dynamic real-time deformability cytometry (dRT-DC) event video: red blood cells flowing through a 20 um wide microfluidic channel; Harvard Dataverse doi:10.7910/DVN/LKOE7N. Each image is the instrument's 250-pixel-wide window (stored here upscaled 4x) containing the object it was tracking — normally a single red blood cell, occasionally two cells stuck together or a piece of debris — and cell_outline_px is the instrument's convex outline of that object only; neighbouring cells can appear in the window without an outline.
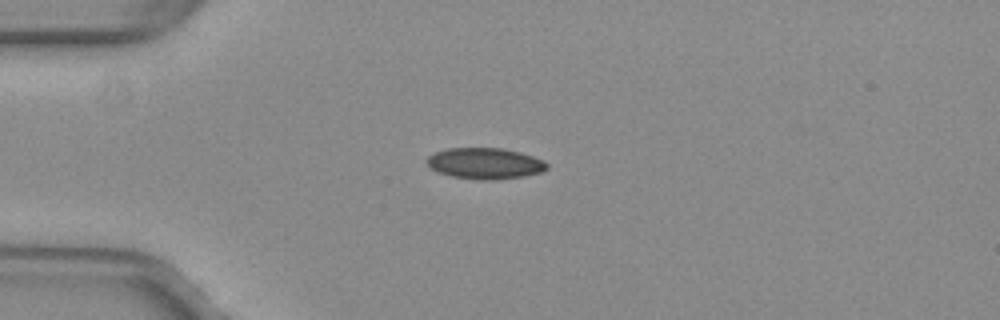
{"species": "common noctule bat (a hibernating species)", "species_latin": "Nyctalus noctula", "temperature_condition": "warm", "stored_images_in_passage": 28, "camera_frame_rate_fps": 3000, "um_per_image_px": 0.085, "animal": {"sex": "female", "body_mass_g": 29.2, "forearm_length_mm": 56.3}, "frame": {"image": 1, "passage_image": 1, "time_ms": 0.0, "image_size_px": [1000, 320], "cell_outline_px": [[548, 168], [540, 172], [524, 176], [492, 180], [480, 180], [452, 176], [440, 172], [432, 168], [424, 160], [432, 152], [448, 148], [504, 148], [520, 152], [544, 160], [548, 164]], "centroid_in_image_um": [41.22, 13.88], "position_along_channel_um": 43.8, "area_um2": 21.79}}
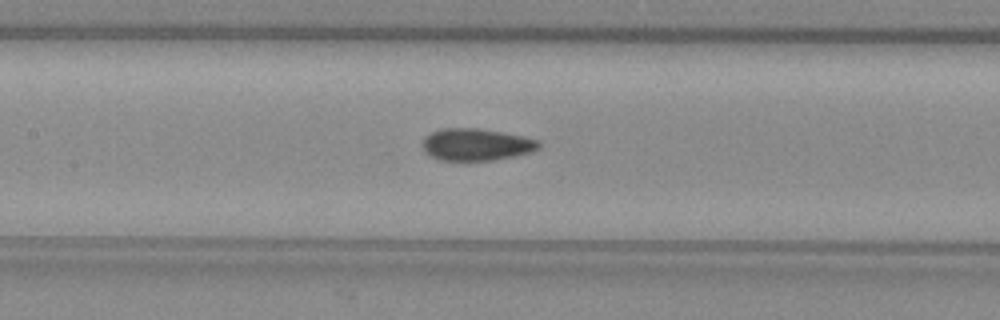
{"frame": {"image": 2, "passage_image": 12, "time_ms": 3.667, "image_size_px": [1000, 320], "cell_outline_px": [[540, 148], [532, 152], [492, 160], [440, 160], [424, 152], [424, 136], [440, 128], [476, 128], [504, 132], [524, 136], [540, 140]], "centroid_in_image_um": [40.51, 12.27], "position_along_channel_um": 166.9, "area_um2": 21.73}}
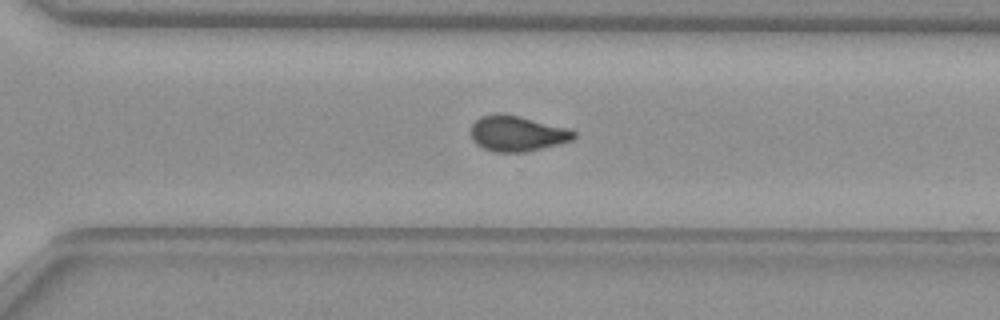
{"frame": {"image": 3, "passage_image": 24, "time_ms": 7.667, "image_size_px": [1000, 320], "cell_outline_px": [[576, 136], [572, 140], [560, 144], [524, 152], [496, 152], [484, 148], [476, 144], [472, 140], [472, 124], [480, 116], [496, 112], [500, 112], [520, 116], [568, 128], [576, 132]], "centroid_in_image_um": [43.96, 11.33], "position_along_channel_um": 326.6, "area_um2": 21.44}, "authors_computed_cell_mechanics": {"area_um2": 21.7906, "velocity_mm_per_s": 4.0066, "shape_relaxation_time_tau1_ms": null, "shape_relaxation_time_tau2_ms": 1.1035, "deformation_change_tau1": null, "deformation_change_tau2": 0.0603}}